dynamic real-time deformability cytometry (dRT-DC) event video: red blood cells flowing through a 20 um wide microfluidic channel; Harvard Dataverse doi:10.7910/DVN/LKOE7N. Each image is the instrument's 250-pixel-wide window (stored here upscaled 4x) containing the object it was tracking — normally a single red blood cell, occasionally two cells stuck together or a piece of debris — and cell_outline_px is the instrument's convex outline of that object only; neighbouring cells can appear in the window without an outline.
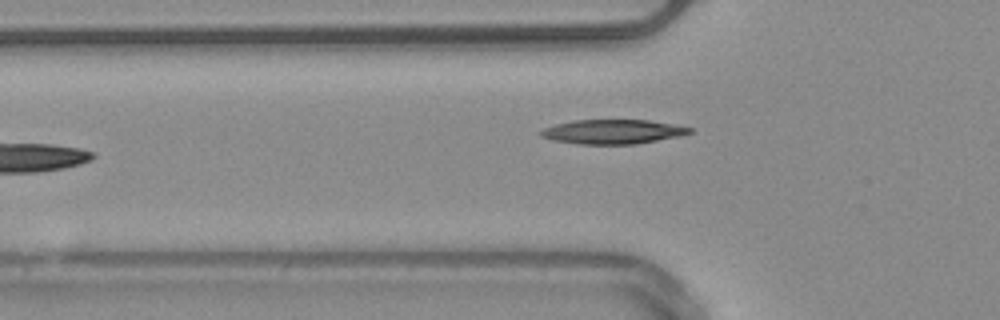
{"species": "common noctule bat (a hibernating species)", "species_latin": "Nyctalus noctula", "temperature_condition": "warm", "stored_images_in_passage": 5, "camera_frame_rate_fps": 3000, "um_per_image_px": 0.085, "animal": {"sex": "male", "body_mass_g": 20.4}, "frame": {"image": 1, "passage_image": 5, "time_ms": 5.333, "image_size_px": [1000, 320], "cell_outline_px": [[692, 132], [684, 136], [636, 144], [580, 144], [552, 140], [540, 136], [540, 132], [544, 128], [556, 124], [572, 120], [648, 120], [676, 124], [692, 128]], "centroid_in_image_um": [52.14, 11.19], "position_along_channel_um": 73.7, "area_um2": 21.33}}